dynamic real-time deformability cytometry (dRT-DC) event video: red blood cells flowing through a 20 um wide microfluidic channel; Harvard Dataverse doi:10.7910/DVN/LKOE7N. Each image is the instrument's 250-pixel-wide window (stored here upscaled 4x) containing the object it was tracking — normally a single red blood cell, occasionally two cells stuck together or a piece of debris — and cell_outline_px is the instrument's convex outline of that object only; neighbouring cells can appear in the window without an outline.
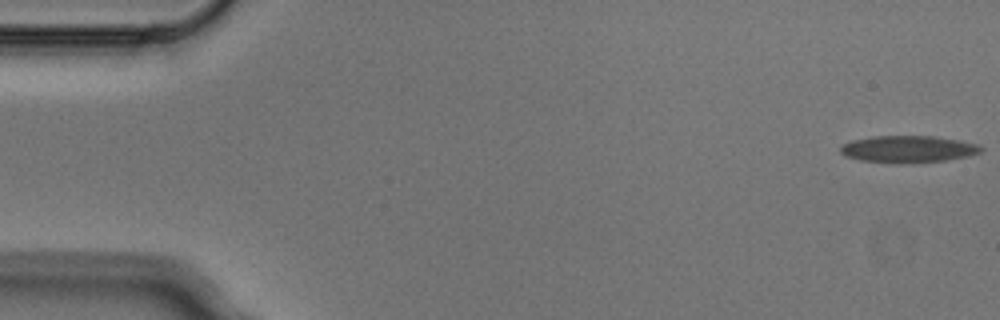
{"species": "Egyptian fruit bat (a non-hibernating species)", "species_latin": "Rousettus aegyptiacus", "temperature_condition": "cold", "stored_images_in_passage": 5, "camera_frame_rate_fps": 3000, "um_per_image_px": 0.085, "animal": {"sex": "male"}, "frame": {"image": 1, "passage_image": 1, "time_ms": 0.0, "image_size_px": [1000, 320], "cell_outline_px": [[984, 148], [980, 152], [968, 156], [944, 160], [860, 160], [844, 156], [840, 152], [840, 148], [844, 144], [852, 140], [872, 136], [936, 136], [976, 144]], "centroid_in_image_um": [77.18, 12.62], "position_along_channel_um": 7.8, "area_um2": 20.75}}
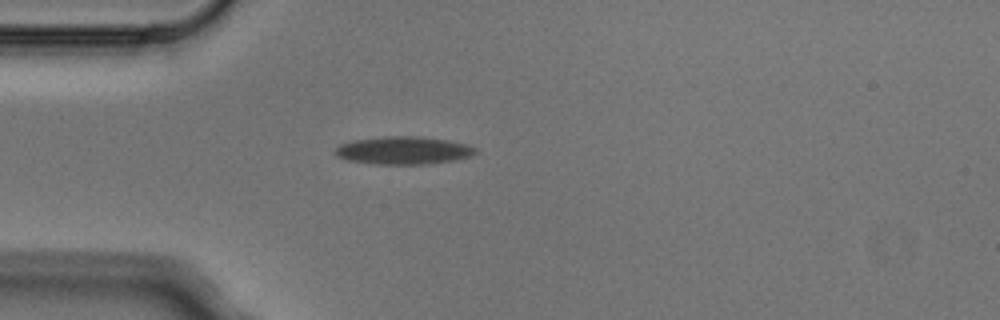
{"frame": {"image": 2, "passage_image": 5, "time_ms": 1.333, "image_size_px": [1000, 320], "cell_outline_px": [[476, 152], [472, 156], [452, 160], [424, 164], [372, 164], [348, 160], [336, 156], [332, 152], [340, 144], [352, 140], [384, 136], [420, 136], [448, 140], [468, 144], [476, 148]], "centroid_in_image_um": [34.26, 12.78], "position_along_channel_um": 50.7, "area_um2": 22.89}}